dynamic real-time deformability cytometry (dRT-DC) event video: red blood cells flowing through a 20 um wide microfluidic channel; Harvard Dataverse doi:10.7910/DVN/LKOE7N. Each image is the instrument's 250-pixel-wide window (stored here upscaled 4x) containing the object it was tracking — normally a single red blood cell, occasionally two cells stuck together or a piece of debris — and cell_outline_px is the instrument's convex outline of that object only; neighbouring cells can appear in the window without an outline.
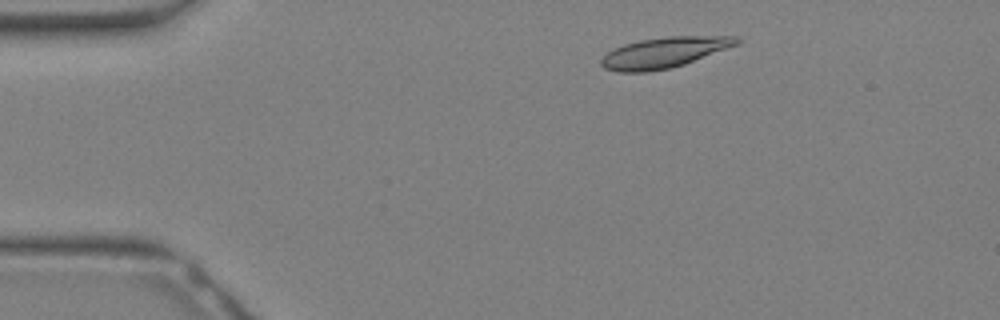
{"species": "Egyptian fruit bat (a non-hibernating species)", "species_latin": "Rousettus aegyptiacus", "temperature_condition": "warm", "stored_images_in_passage": 17, "camera_frame_rate_fps": 3000, "um_per_image_px": 0.085, "animal": {"sex": "female"}, "frame": {"image": 1, "passage_image": 3, "time_ms": 0.667, "image_size_px": [1000, 320], "cell_outline_px": [[740, 44], [684, 64], [672, 68], [648, 72], [620, 72], [604, 68], [600, 64], [600, 60], [608, 52], [624, 44], [640, 40], [668, 36], [736, 36], [740, 40]], "centroid_in_image_um": [56.47, 4.47], "position_along_channel_um": 28.5, "area_um2": 24.16}}
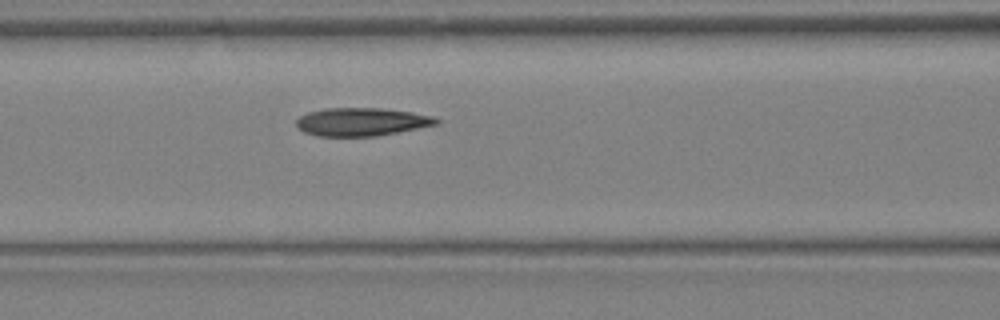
{"frame": {"image": 2, "passage_image": 11, "time_ms": 3.333, "image_size_px": [1000, 320], "cell_outline_px": [[440, 120], [436, 124], [376, 136], [316, 136], [304, 132], [296, 128], [296, 120], [300, 116], [308, 112], [324, 108], [380, 108], [412, 112], [432, 116]], "centroid_in_image_um": [30.66, 10.35], "position_along_channel_um": 135.9, "area_um2": 22.83}}
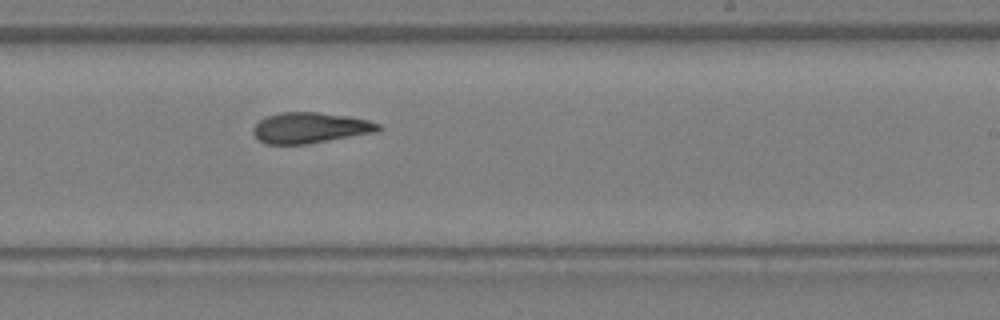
{"frame": {"image": 3, "passage_image": 17, "time_ms": 5.333, "image_size_px": [1000, 320], "cell_outline_px": [[384, 128], [380, 132], [308, 144], [268, 144], [260, 140], [252, 132], [252, 128], [260, 120], [268, 116], [280, 112], [320, 112], [348, 116], [368, 120], [380, 124]], "centroid_in_image_um": [26.44, 10.86], "position_along_channel_um": 262.6, "area_um2": 22.66}}